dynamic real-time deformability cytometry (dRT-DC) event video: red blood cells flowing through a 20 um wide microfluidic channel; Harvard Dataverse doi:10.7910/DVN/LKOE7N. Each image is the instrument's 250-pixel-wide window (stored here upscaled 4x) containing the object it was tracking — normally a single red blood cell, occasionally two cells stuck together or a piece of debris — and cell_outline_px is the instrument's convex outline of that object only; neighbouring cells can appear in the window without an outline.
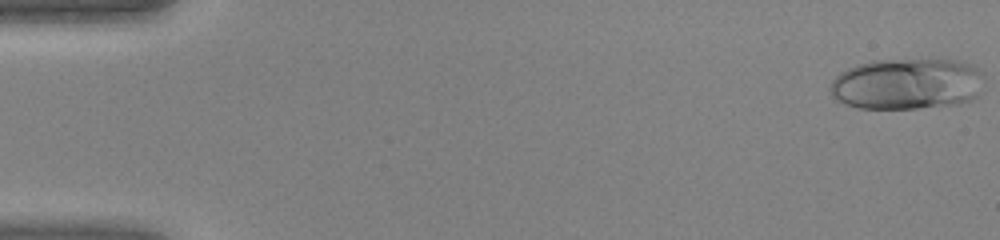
{"species": "human", "species_latin": "Homo sapiens", "temperature_condition": "warm", "stored_images_in_passage": 45, "camera_frame_rate_fps": 3000, "um_per_image_px": 0.085, "donor": {"sex": "female"}, "frame": {"image": 1, "passage_image": 1, "time_ms": 0.0, "image_size_px": [1000, 240], "cell_outline_px": [[984, 76], [980, 92], [972, 100], [960, 104], [916, 108], [856, 108], [844, 104], [836, 100], [832, 96], [828, 88], [832, 80], [840, 72], [856, 64], [872, 60], [960, 60], [972, 64], [984, 72]], "centroid_in_image_um": [77.11, 7.13], "position_along_channel_um": 7.9, "area_um2": 46.64}}
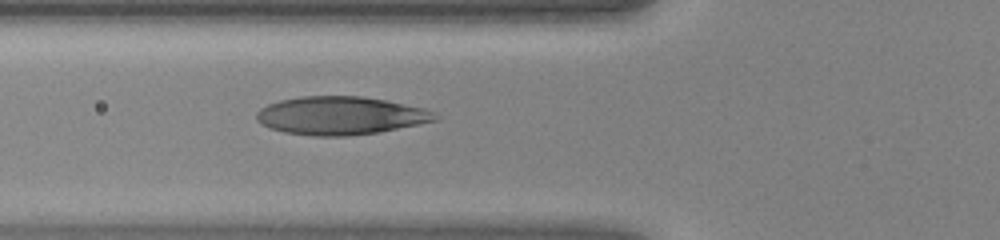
{"frame": {"image": 2, "passage_image": 17, "time_ms": 5.333, "image_size_px": [1000, 240], "cell_outline_px": [[440, 116], [436, 120], [420, 124], [380, 132], [348, 136], [312, 136], [284, 132], [272, 128], [256, 120], [256, 112], [260, 108], [268, 104], [280, 100], [304, 96], [360, 96], [388, 100], [424, 108], [436, 112]], "centroid_in_image_um": [28.98, 9.83], "position_along_channel_um": 96.8, "area_um2": 39.88}}
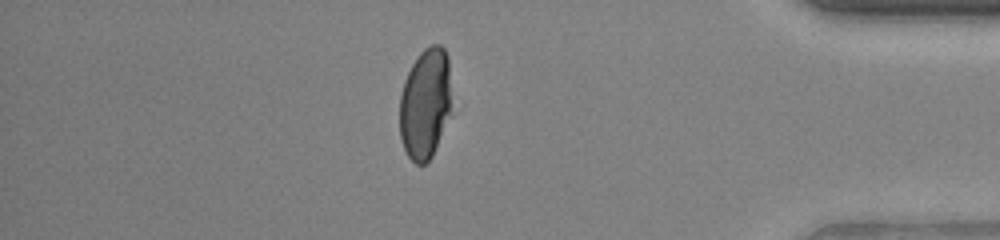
{"frame": {"image": 3, "passage_image": 39, "time_ms": 12.667, "image_size_px": [1000, 240], "cell_outline_px": [[448, 112], [432, 156], [424, 164], [416, 164], [408, 156], [404, 148], [400, 136], [400, 96], [404, 80], [412, 64], [420, 52], [424, 48], [432, 44], [440, 44], [444, 48], [448, 56]], "centroid_in_image_um": [36.08, 8.77], "position_along_channel_um": 399.1, "area_um2": 32.43}}